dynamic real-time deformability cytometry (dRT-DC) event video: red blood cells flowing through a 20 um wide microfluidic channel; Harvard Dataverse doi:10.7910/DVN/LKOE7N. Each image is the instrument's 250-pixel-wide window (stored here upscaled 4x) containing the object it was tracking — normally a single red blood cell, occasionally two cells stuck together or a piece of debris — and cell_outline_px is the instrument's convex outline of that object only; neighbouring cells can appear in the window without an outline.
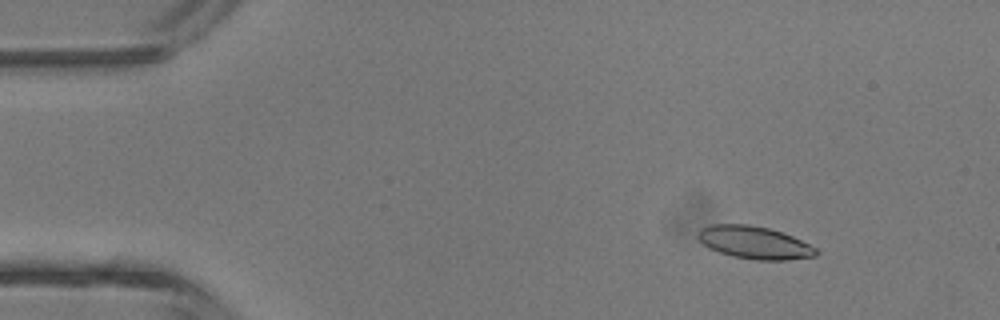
{"species": "common noctule bat (a hibernating species)", "species_latin": "Nyctalus noctula", "temperature_condition": "room temperature", "stored_images_in_passage": 4, "camera_frame_rate_fps": 3000, "um_per_image_px": 0.085, "animal": {"sex": "male", "body_mass_g": 13.3}, "frame": {"image": 1, "passage_image": 2, "time_ms": 1.333, "image_size_px": [1000, 320], "cell_outline_px": [[820, 252], [816, 256], [788, 260], [756, 260], [732, 256], [720, 252], [704, 244], [700, 240], [700, 228], [712, 224], [748, 224], [768, 228], [792, 236], [816, 248]], "centroid_in_image_um": [64.17, 20.62], "position_along_channel_um": 20.8, "area_um2": 22.14}}
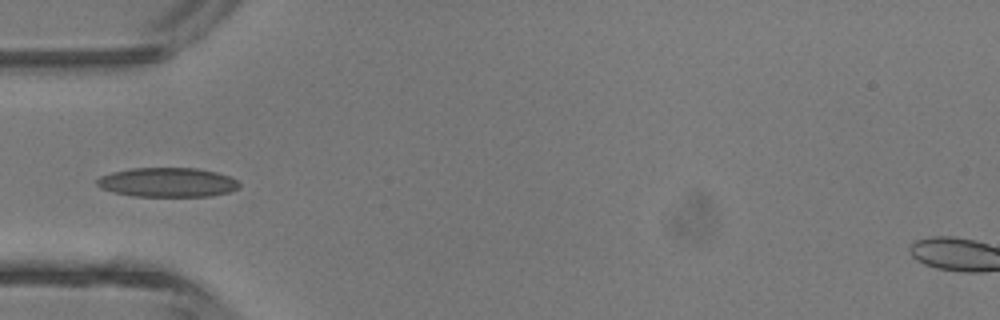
{"frame": {"image": 2, "passage_image": 4, "time_ms": 4.333, "image_size_px": [1000, 320], "cell_outline_px": [[240, 184], [236, 188], [228, 192], [212, 196], [132, 196], [100, 188], [96, 184], [96, 180], [100, 176], [112, 172], [132, 168], [196, 168], [216, 172], [228, 176], [236, 180]], "centroid_in_image_um": [14.21, 15.49], "position_along_channel_um": 70.8, "area_um2": 24.16}}